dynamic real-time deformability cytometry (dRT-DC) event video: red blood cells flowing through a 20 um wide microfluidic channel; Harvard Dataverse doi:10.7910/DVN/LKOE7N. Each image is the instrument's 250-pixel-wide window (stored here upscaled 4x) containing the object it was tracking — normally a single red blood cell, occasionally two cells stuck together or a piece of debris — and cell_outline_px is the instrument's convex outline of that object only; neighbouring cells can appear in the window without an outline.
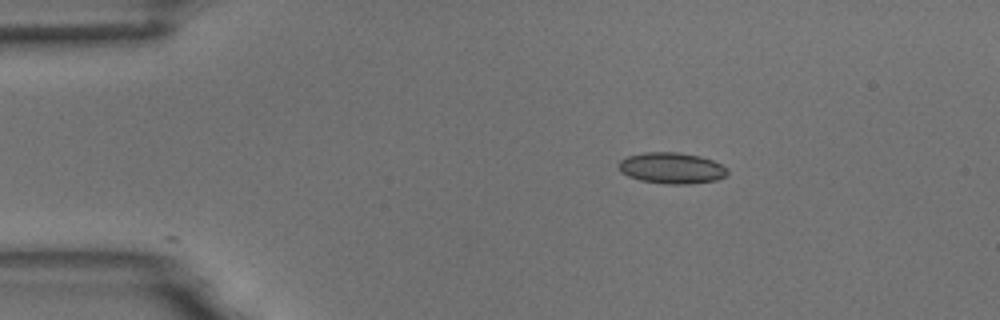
{"species": "common noctule bat (a hibernating species)", "species_latin": "Nyctalus noctula", "temperature_condition": "room temperature", "stored_images_in_passage": 2, "camera_frame_rate_fps": 3000, "um_per_image_px": 0.085, "animal": {"sex": "male", "body_mass_g": 18.8}, "frame": {"image": 1, "passage_image": 1, "time_ms": 0.0, "image_size_px": [1000, 320], "cell_outline_px": [[728, 172], [724, 176], [716, 180], [688, 184], [664, 184], [640, 180], [628, 176], [620, 172], [620, 160], [628, 156], [644, 152], [676, 152], [700, 156], [712, 160], [728, 168]], "centroid_in_image_um": [57.09, 14.29], "position_along_channel_um": 27.9, "area_um2": 19.65}}